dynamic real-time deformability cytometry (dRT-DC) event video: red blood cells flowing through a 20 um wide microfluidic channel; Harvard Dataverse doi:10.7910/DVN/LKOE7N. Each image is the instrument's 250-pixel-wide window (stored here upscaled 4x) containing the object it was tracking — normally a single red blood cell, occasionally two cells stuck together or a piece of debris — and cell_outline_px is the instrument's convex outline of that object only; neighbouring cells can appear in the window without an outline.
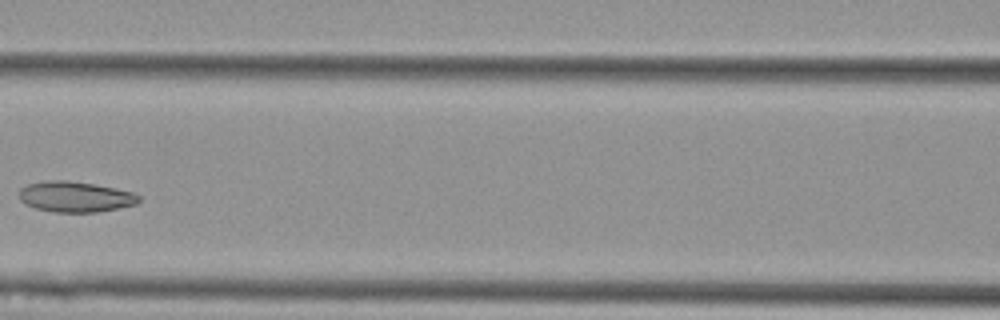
{"species": "Egyptian fruit bat (a non-hibernating species)", "species_latin": "Rousettus aegyptiacus", "temperature_condition": "cold", "stored_images_in_passage": 6, "camera_frame_rate_fps": 3000, "um_per_image_px": 0.085, "animal": {"sex": "female"}, "frame": {"image": 1, "passage_image": 5, "time_ms": 1.333, "image_size_px": [1000, 320], "cell_outline_px": [[140, 200], [136, 204], [96, 212], [52, 212], [36, 208], [24, 204], [20, 200], [20, 188], [28, 184], [48, 180], [68, 180], [96, 184], [116, 188], [132, 192], [140, 196]], "centroid_in_image_um": [6.38, 16.72], "position_along_channel_um": 160.2, "area_um2": 21.39}}
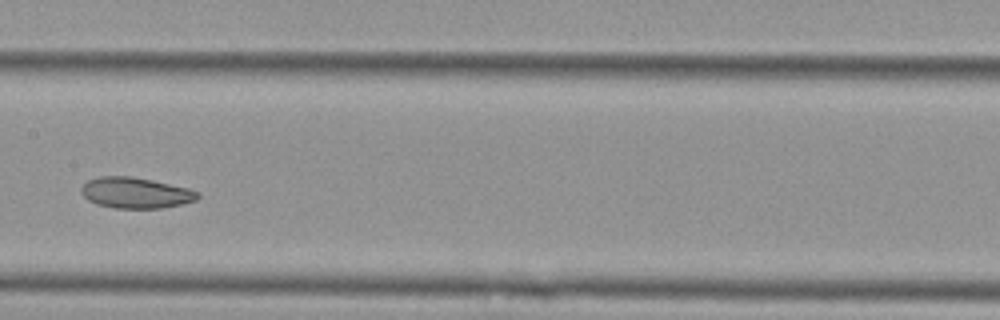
{"frame": {"image": 2, "passage_image": 6, "time_ms": 1.667, "image_size_px": [1000, 320], "cell_outline_px": [[200, 196], [196, 200], [180, 204], [160, 208], [116, 208], [96, 204], [88, 200], [80, 192], [80, 188], [88, 180], [100, 176], [132, 176], [152, 180], [188, 188], [200, 192]], "centroid_in_image_um": [11.51, 16.38], "position_along_channel_um": 195.9, "area_um2": 20.92}}